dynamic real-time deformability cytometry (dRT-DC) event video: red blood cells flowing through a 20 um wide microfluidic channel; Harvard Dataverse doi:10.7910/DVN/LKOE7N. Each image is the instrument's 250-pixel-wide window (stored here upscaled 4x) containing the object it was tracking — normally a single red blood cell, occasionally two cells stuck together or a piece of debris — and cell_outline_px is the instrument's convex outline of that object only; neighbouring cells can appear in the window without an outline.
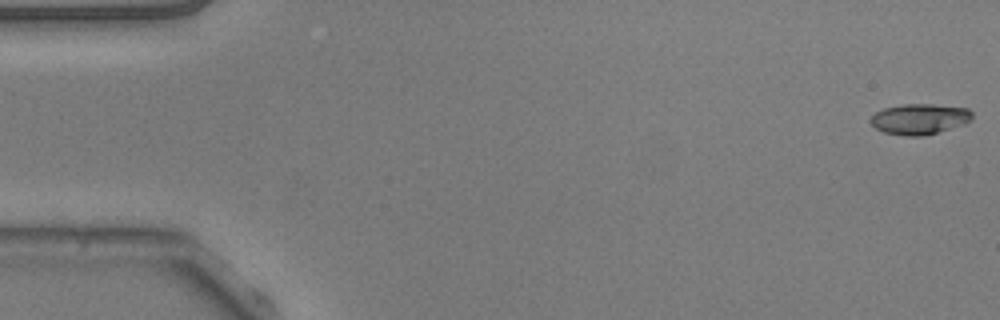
{"species": "common noctule bat (a hibernating species)", "species_latin": "Nyctalus noctula", "temperature_condition": "warm", "stored_images_in_passage": 53, "camera_frame_rate_fps": 3000, "um_per_image_px": 0.085, "animal": {"sex": "male", "body_mass_g": 20.5, "forearm_length_mm": 52.5}, "frame": {"image": 1, "passage_image": 1, "time_ms": 0.0, "image_size_px": [1000, 320], "cell_outline_px": [[972, 120], [964, 124], [924, 136], [908, 136], [884, 132], [876, 128], [868, 120], [876, 112], [884, 108], [904, 104], [932, 104], [968, 108], [972, 112]], "centroid_in_image_um": [78.17, 10.11], "position_along_channel_um": 6.8, "area_um2": 18.09}}
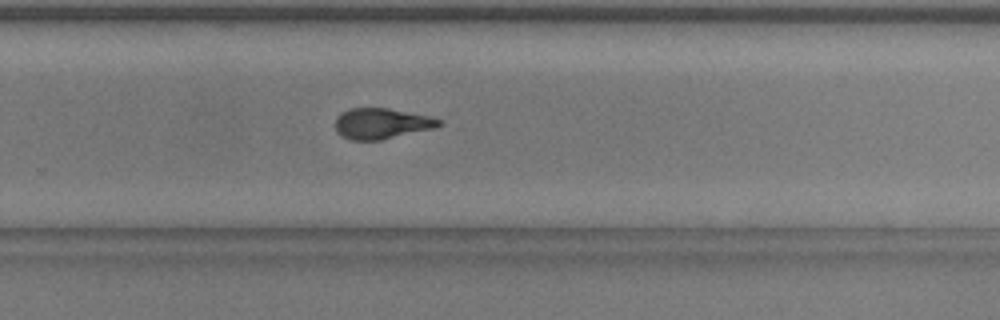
{"frame": {"image": 2, "passage_image": 35, "time_ms": 11.333, "image_size_px": [1000, 320], "cell_outline_px": [[444, 124], [432, 128], [380, 140], [348, 140], [336, 132], [336, 116], [340, 112], [348, 108], [388, 108], [428, 116], [444, 120]], "centroid_in_image_um": [32.4, 10.49], "position_along_channel_um": 297.4, "area_um2": 18.55}}
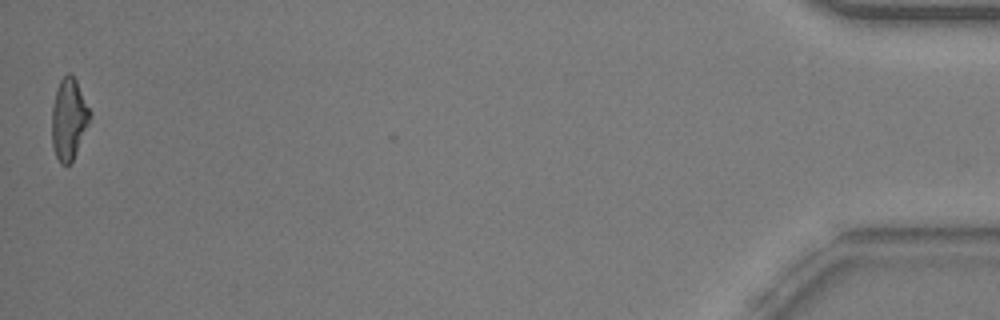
{"frame": {"image": 3, "passage_image": 53, "time_ms": 17.333, "image_size_px": [1000, 320], "cell_outline_px": [[92, 116], [76, 152], [72, 160], [68, 164], [60, 164], [56, 156], [52, 144], [52, 108], [56, 92], [60, 80], [68, 72], [76, 80], [92, 112]], "centroid_in_image_um": [5.86, 10.11], "position_along_channel_um": 429.3, "area_um2": 17.86}, "authors_computed_cell_mechanics": {"area_um2": 18.496, "velocity_mm_per_s": 3.8018, "shape_relaxation_time_tau1_ms": 2.7096, "shape_relaxation_time_tau2_ms": 2.0067, "deformation_change_tau1": 0.1493, "deformation_change_tau2": 0.0961}}